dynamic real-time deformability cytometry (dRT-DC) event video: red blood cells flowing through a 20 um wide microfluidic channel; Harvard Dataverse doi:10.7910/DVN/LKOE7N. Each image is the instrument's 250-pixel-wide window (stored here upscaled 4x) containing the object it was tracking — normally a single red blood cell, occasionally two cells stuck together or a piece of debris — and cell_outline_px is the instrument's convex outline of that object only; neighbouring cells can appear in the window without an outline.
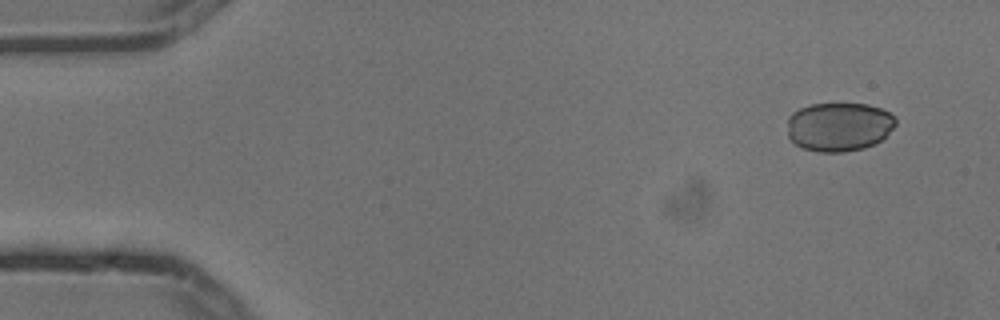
{"species": "common noctule bat (a hibernating species)", "species_latin": "Nyctalus noctula", "temperature_condition": "cold", "stored_images_in_passage": 6, "camera_frame_rate_fps": 3000, "um_per_image_px": 0.085, "animal": {"sex": "male", "body_mass_g": 13.3}, "frame": {"image": 1, "passage_image": 1, "time_ms": 0.0, "image_size_px": [1000, 320], "cell_outline_px": [[896, 124], [880, 140], [864, 148], [844, 152], [820, 152], [804, 148], [796, 144], [788, 136], [788, 116], [792, 112], [800, 108], [812, 104], [868, 104], [880, 108], [896, 116]], "centroid_in_image_um": [71.3, 10.76], "position_along_channel_um": 13.7, "area_um2": 30.75}}
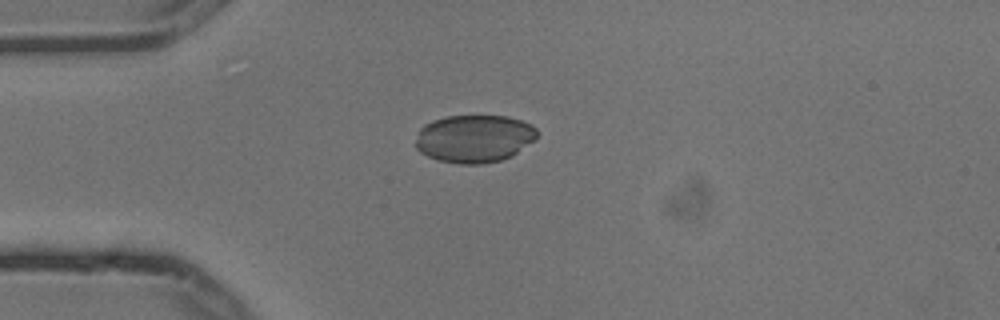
{"frame": {"image": 2, "passage_image": 4, "time_ms": 1.0, "image_size_px": [1000, 320], "cell_outline_px": [[536, 140], [512, 156], [500, 160], [480, 164], [460, 164], [440, 160], [428, 156], [420, 152], [416, 148], [416, 140], [420, 128], [424, 124], [432, 120], [448, 116], [508, 116], [532, 124], [536, 128]], "centroid_in_image_um": [40.33, 11.78], "position_along_channel_um": 44.7, "area_um2": 33.87}}